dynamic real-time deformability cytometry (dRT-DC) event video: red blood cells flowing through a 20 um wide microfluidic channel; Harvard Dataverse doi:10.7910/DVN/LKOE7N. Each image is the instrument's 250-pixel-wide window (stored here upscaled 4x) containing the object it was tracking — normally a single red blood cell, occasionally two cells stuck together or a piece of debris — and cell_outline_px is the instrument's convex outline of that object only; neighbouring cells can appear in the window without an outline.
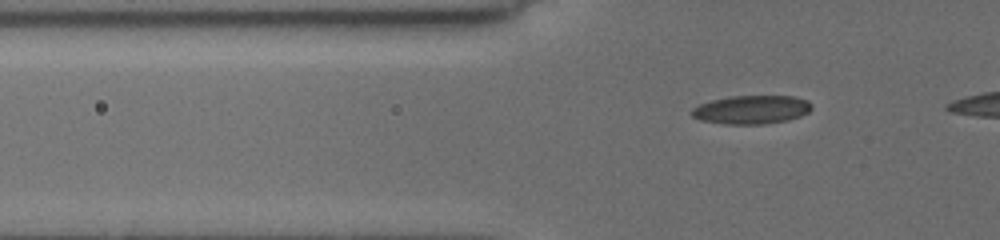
{"species": "common noctule bat (a hibernating species)", "species_latin": "Nyctalus noctula", "temperature_condition": "cold", "stored_images_in_passage": 41, "camera_frame_rate_fps": 3000, "um_per_image_px": 0.085, "animal": {"sex": "female", "body_mass_g": 19.5, "forearm_length_mm": 54.1}, "frame": {"image": 1, "passage_image": 11, "time_ms": 3.333, "image_size_px": [1000, 240], "cell_outline_px": [[812, 108], [808, 112], [800, 116], [788, 120], [764, 124], [724, 124], [700, 120], [692, 116], [688, 112], [692, 108], [700, 104], [712, 100], [732, 96], [792, 96], [808, 100], [812, 104]], "centroid_in_image_um": [63.86, 9.32], "position_along_channel_um": 61.9, "area_um2": 20.06}}
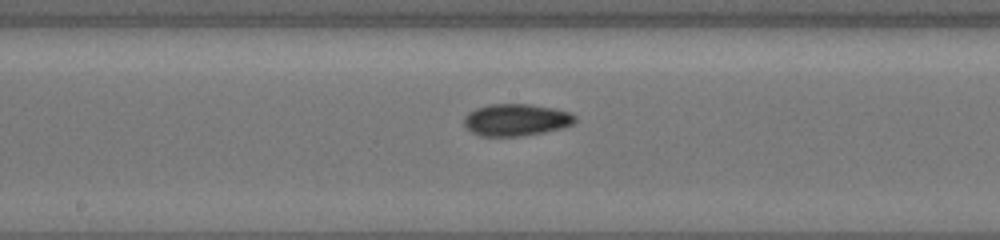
{"frame": {"image": 2, "passage_image": 23, "time_ms": 7.333, "image_size_px": [1000, 240], "cell_outline_px": [[576, 120], [572, 124], [560, 128], [544, 132], [520, 136], [480, 136], [472, 132], [464, 124], [464, 116], [468, 112], [476, 108], [488, 104], [528, 104], [556, 108], [568, 112], [576, 116]], "centroid_in_image_um": [43.85, 10.18], "position_along_channel_um": 204.3, "area_um2": 20.69}}
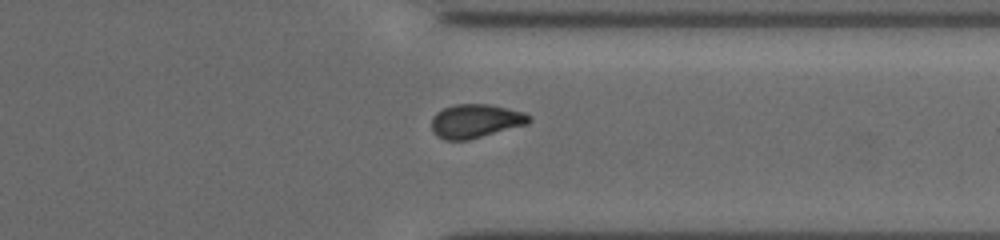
{"frame": {"image": 3, "passage_image": 36, "time_ms": 11.667, "image_size_px": [1000, 240], "cell_outline_px": [[532, 120], [528, 124], [468, 140], [444, 140], [436, 136], [432, 128], [432, 116], [436, 112], [452, 104], [488, 104], [524, 112], [532, 116]], "centroid_in_image_um": [40.42, 10.28], "position_along_channel_um": 371.0, "area_um2": 19.31}}